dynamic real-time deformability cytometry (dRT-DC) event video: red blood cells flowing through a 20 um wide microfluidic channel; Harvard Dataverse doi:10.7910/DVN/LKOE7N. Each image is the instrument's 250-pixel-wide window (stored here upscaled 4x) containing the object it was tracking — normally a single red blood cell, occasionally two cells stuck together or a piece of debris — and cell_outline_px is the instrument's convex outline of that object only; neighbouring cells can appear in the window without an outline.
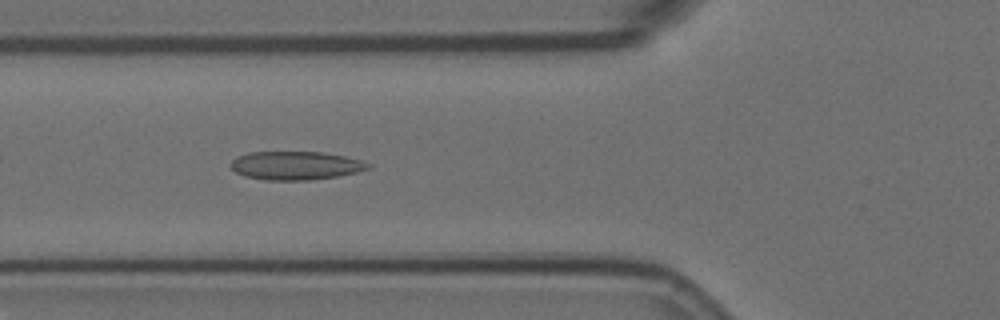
{"species": "Egyptian fruit bat (a non-hibernating species)", "species_latin": "Rousettus aegyptiacus", "temperature_condition": "room temperature", "stored_images_in_passage": 31, "camera_frame_rate_fps": 3000, "um_per_image_px": 0.085, "animal": {"sex": "female"}, "frame": {"image": 1, "passage_image": 20, "time_ms": 6.333, "image_size_px": [1000, 320], "cell_outline_px": [[372, 168], [356, 172], [336, 176], [308, 180], [264, 180], [244, 176], [236, 172], [228, 164], [236, 156], [248, 152], [320, 152], [344, 156], [360, 160], [372, 164]], "centroid_in_image_um": [25.1, 14.07], "position_along_channel_um": 100.7, "area_um2": 22.83}}
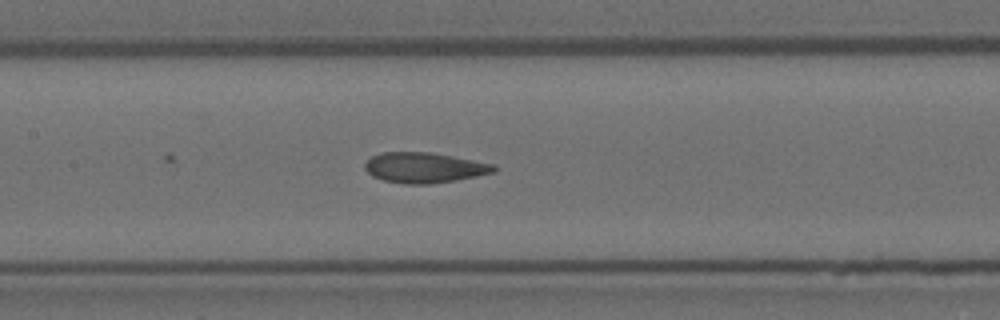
{"frame": {"image": 2, "passage_image": 26, "time_ms": 8.333, "image_size_px": [1000, 320], "cell_outline_px": [[496, 172], [456, 180], [428, 184], [404, 184], [384, 180], [372, 176], [364, 168], [364, 164], [372, 156], [384, 152], [432, 152], [496, 164]], "centroid_in_image_um": [36.09, 14.25], "position_along_channel_um": 171.3, "area_um2": 22.89}}
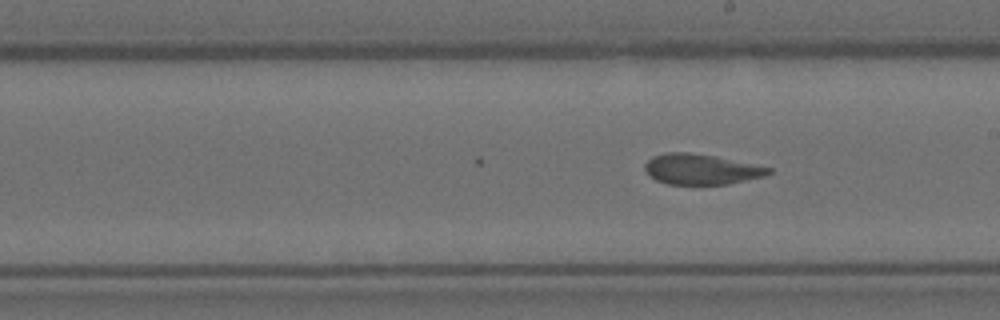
{"frame": {"image": 3, "passage_image": 31, "time_ms": 10.0, "image_size_px": [1000, 320], "cell_outline_px": [[772, 172], [764, 176], [728, 184], [668, 184], [656, 180], [648, 176], [644, 168], [644, 164], [652, 156], [664, 152], [688, 152], [716, 156], [772, 168]], "centroid_in_image_um": [59.56, 14.38], "position_along_channel_um": 229.4, "area_um2": 22.02}}